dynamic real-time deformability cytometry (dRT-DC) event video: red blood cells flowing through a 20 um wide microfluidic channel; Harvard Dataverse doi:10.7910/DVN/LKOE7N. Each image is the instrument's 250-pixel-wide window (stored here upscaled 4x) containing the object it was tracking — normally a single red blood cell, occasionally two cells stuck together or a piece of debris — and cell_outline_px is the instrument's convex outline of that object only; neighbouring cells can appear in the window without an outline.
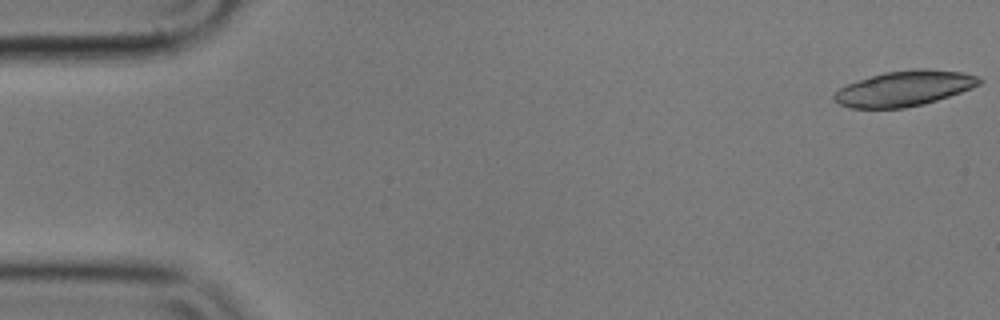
{"species": "common noctule bat (a hibernating species)", "species_latin": "Nyctalus noctula", "temperature_condition": "cold", "stored_images_in_passage": 55, "camera_frame_rate_fps": 3000, "um_per_image_px": 0.085, "animal": {"sex": "male", "body_mass_g": 17.9}, "frame": {"image": 1, "passage_image": 1, "time_ms": 0.0, "image_size_px": [1000, 320], "cell_outline_px": [[984, 80], [980, 84], [972, 88], [924, 104], [904, 108], [852, 108], [840, 104], [832, 96], [840, 88], [848, 84], [884, 72], [912, 68], [924, 68], [960, 72], [980, 76]], "centroid_in_image_um": [76.91, 7.51], "position_along_channel_um": 8.1, "area_um2": 29.71}}